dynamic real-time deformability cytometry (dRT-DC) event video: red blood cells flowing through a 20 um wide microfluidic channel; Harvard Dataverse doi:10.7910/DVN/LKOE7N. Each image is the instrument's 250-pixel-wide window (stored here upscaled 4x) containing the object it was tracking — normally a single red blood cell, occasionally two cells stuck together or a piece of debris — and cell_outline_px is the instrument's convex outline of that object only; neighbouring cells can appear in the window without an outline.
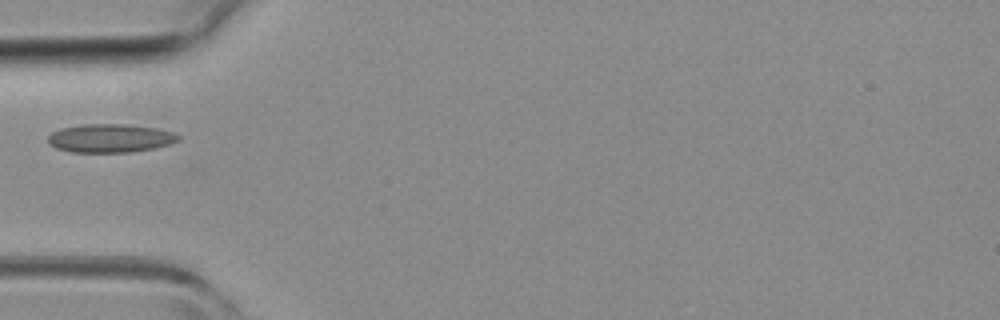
{"species": "common noctule bat (a hibernating species)", "species_latin": "Nyctalus noctula", "temperature_condition": "room temperature", "stored_images_in_passage": 3, "camera_frame_rate_fps": 3000, "um_per_image_px": 0.085, "animal": {"sex": "female", "body_mass_g": 19.3, "forearm_length_mm": 54.1}, "frame": {"image": 1, "passage_image": 3, "time_ms": 2.333, "image_size_px": [1000, 320], "cell_outline_px": [[180, 140], [168, 144], [152, 148], [132, 152], [72, 152], [56, 148], [48, 144], [48, 136], [52, 132], [60, 128], [84, 124], [124, 124], [156, 128], [172, 132], [180, 136]], "centroid_in_image_um": [9.33, 11.74], "position_along_channel_um": 75.7, "area_um2": 21.56}}